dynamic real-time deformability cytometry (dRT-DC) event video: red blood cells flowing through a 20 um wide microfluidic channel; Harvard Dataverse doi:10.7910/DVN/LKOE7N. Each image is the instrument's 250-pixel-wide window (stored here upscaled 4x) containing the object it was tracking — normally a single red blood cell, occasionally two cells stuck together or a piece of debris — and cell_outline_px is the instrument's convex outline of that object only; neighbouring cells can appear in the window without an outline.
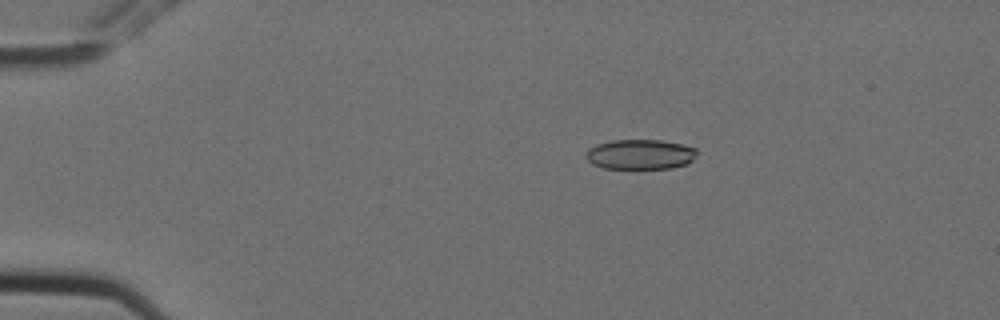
{"species": "Egyptian fruit bat (a non-hibernating species)", "species_latin": "Rousettus aegyptiacus", "temperature_condition": "cold", "stored_images_in_passage": 4, "camera_frame_rate_fps": 3000, "um_per_image_px": 0.085, "animal": {"sex": "female"}, "frame": {"image": 1, "passage_image": 2, "time_ms": 0.333, "image_size_px": [1000, 320], "cell_outline_px": [[696, 156], [688, 164], [672, 168], [604, 168], [592, 164], [584, 156], [588, 148], [596, 144], [612, 140], [660, 140], [684, 144], [696, 148]], "centroid_in_image_um": [54.42, 13.11], "position_along_channel_um": 30.6, "area_um2": 19.54}}